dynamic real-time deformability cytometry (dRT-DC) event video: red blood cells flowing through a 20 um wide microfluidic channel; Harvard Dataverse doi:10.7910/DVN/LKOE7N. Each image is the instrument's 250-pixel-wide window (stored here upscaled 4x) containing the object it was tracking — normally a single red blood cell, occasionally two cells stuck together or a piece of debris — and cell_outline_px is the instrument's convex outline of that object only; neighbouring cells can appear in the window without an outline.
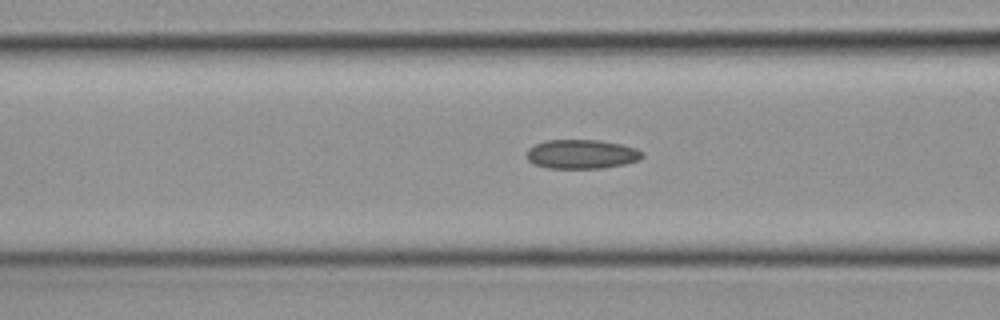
{"species": "common noctule bat (a hibernating species)", "species_latin": "Nyctalus noctula", "temperature_condition": "cold", "stored_images_in_passage": 27, "camera_frame_rate_fps": 3000, "um_per_image_px": 0.085, "animal": {"sex": "female", "body_mass_g": 19.3, "forearm_length_mm": 54.1}, "frame": {"image": 1, "passage_image": 8, "time_ms": 2.333, "image_size_px": [1000, 320], "cell_outline_px": [[644, 156], [640, 160], [624, 164], [604, 168], [548, 168], [532, 164], [528, 160], [528, 148], [544, 140], [596, 140], [620, 144], [636, 148], [644, 152]], "centroid_in_image_um": [49.45, 13.11], "position_along_channel_um": 117.1, "area_um2": 19.71}}
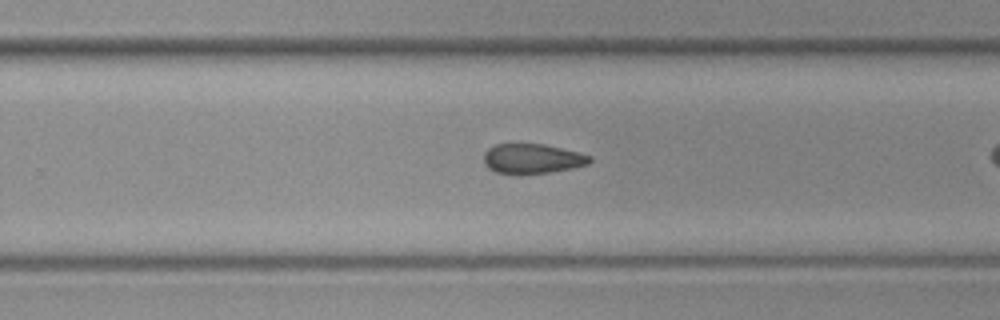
{"frame": {"image": 2, "passage_image": 20, "time_ms": 6.333, "image_size_px": [1000, 320], "cell_outline_px": [[592, 160], [588, 164], [572, 168], [548, 172], [520, 176], [512, 176], [496, 172], [488, 168], [484, 164], [484, 152], [488, 148], [496, 144], [544, 144], [592, 156]], "centroid_in_image_um": [45.19, 13.52], "position_along_channel_um": 284.6, "area_um2": 18.73}}
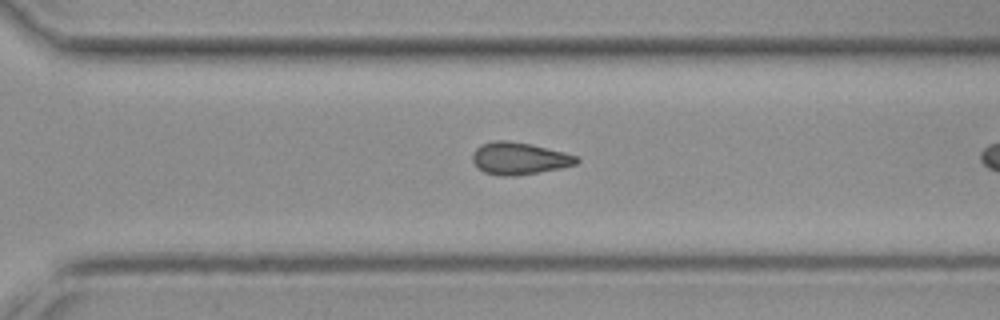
{"frame": {"image": 3, "passage_image": 23, "time_ms": 7.333, "image_size_px": [1000, 320], "cell_outline_px": [[580, 160], [576, 164], [560, 168], [512, 176], [500, 176], [484, 172], [476, 168], [472, 160], [472, 152], [480, 144], [496, 140], [508, 140], [532, 144], [580, 156]], "centroid_in_image_um": [44.11, 13.45], "position_along_channel_um": 326.5, "area_um2": 19.71}}